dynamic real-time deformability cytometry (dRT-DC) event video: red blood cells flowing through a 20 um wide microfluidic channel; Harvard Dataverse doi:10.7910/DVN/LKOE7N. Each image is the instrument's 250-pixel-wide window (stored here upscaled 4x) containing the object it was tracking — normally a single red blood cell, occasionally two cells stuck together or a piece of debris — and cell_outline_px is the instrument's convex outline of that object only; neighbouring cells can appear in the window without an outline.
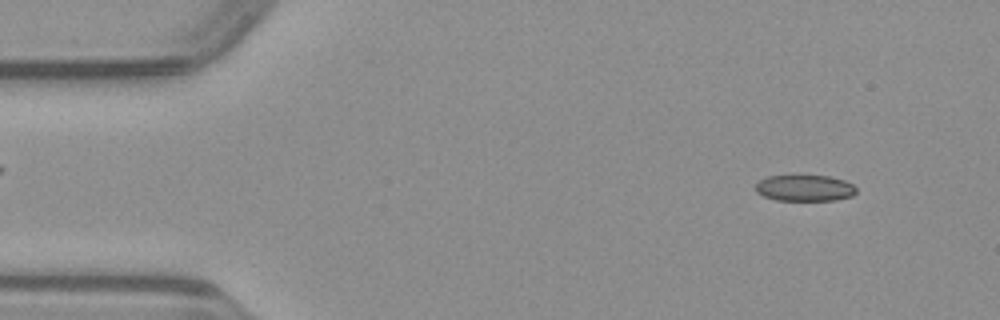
{"species": "common noctule bat (a hibernating species)", "species_latin": "Nyctalus noctula", "temperature_condition": "warm", "stored_images_in_passage": 48, "camera_frame_rate_fps": 3000, "um_per_image_px": 0.085, "animal": {"sex": "male", "body_mass_g": 23.1, "forearm_length_mm": 52.7}, "frame": {"image": 1, "passage_image": 4, "time_ms": 1.0, "image_size_px": [1000, 320], "cell_outline_px": [[856, 192], [852, 196], [836, 200], [776, 200], [764, 196], [756, 192], [756, 184], [760, 180], [768, 176], [828, 176], [844, 180], [852, 184], [856, 188]], "centroid_in_image_um": [68.41, 15.99], "position_along_channel_um": 16.6, "area_um2": 15.26}}
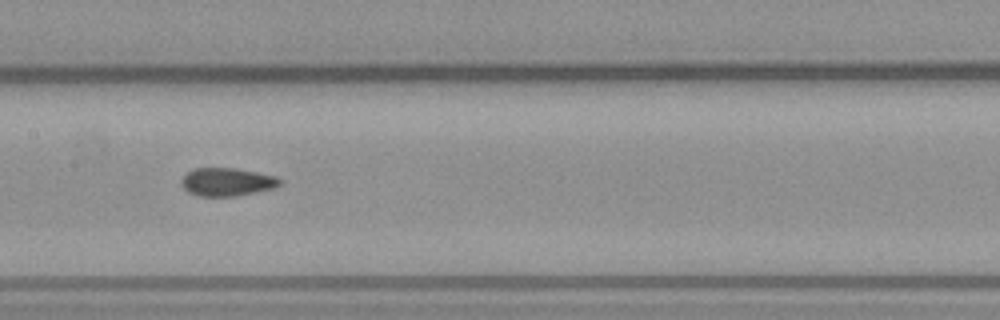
{"frame": {"image": 2, "passage_image": 23, "time_ms": 7.333, "image_size_px": [1000, 320], "cell_outline_px": [[280, 184], [276, 188], [236, 196], [200, 196], [188, 192], [180, 184], [180, 180], [188, 172], [196, 168], [232, 168], [256, 172], [276, 176], [280, 180]], "centroid_in_image_um": [19.29, 15.47], "position_along_channel_um": 188.1, "area_um2": 16.07}}
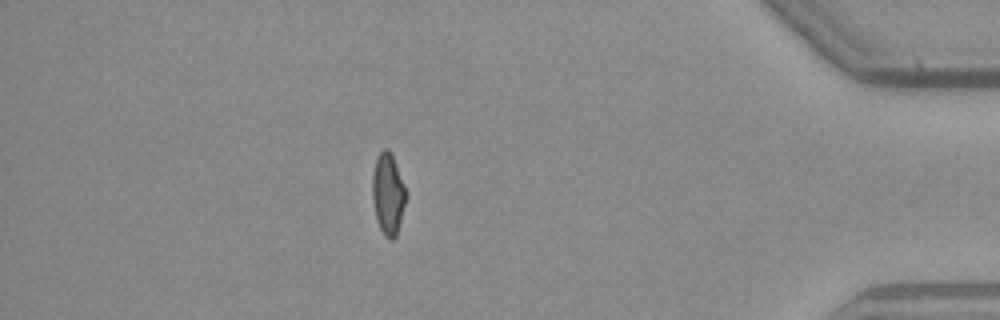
{"frame": {"image": 3, "passage_image": 42, "time_ms": 13.667, "image_size_px": [1000, 320], "cell_outline_px": [[408, 196], [396, 236], [392, 240], [388, 240], [384, 236], [376, 220], [372, 200], [372, 172], [376, 156], [384, 148], [388, 148], [392, 156], [404, 184]], "centroid_in_image_um": [32.97, 16.5], "position_along_channel_um": 402.2, "area_um2": 16.24}}